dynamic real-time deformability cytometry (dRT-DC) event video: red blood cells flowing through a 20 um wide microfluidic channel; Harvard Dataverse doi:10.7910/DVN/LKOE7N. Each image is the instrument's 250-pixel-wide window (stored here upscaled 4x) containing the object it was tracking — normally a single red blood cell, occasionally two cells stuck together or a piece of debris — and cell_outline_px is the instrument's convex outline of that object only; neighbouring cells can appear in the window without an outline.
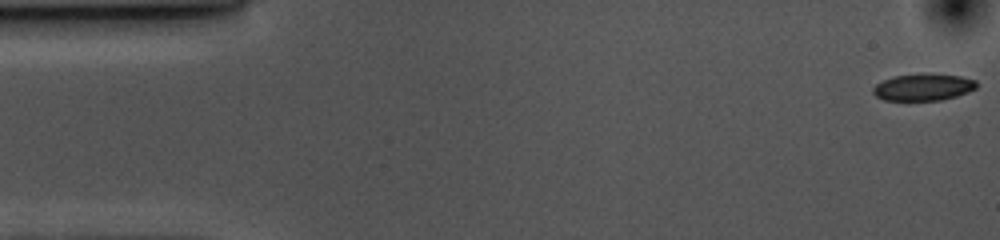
{"species": "common noctule bat (a hibernating species)", "species_latin": "Nyctalus noctula", "temperature_condition": "cold", "stored_images_in_passage": 55, "camera_frame_rate_fps": 3000, "um_per_image_px": 0.085, "animal": {"sex": "female", "body_mass_g": 10.0, "forearm_length_mm": 53.1}, "frame": {"image": 1, "passage_image": 1, "time_ms": 0.0, "image_size_px": [1000, 240], "cell_outline_px": [[976, 88], [968, 92], [956, 96], [940, 100], [884, 100], [876, 96], [872, 92], [872, 88], [876, 84], [892, 76], [960, 76], [976, 80]], "centroid_in_image_um": [78.45, 7.45], "position_along_channel_um": 6.6, "area_um2": 15.43}}
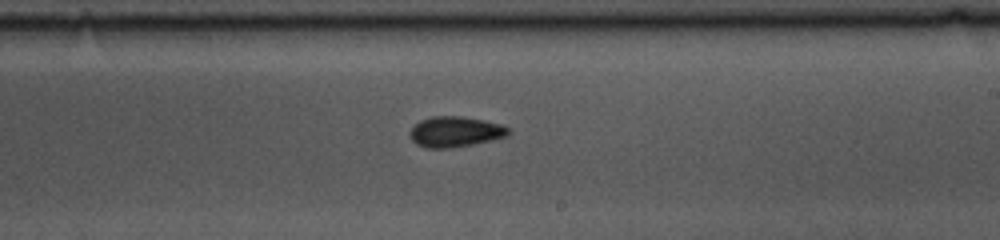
{"frame": {"image": 2, "passage_image": 31, "time_ms": 10.0, "image_size_px": [1000, 240], "cell_outline_px": [[512, 132], [508, 136], [492, 140], [472, 144], [448, 148], [428, 148], [416, 144], [408, 136], [412, 128], [420, 120], [432, 116], [460, 116], [484, 120], [504, 124]], "centroid_in_image_um": [38.72, 11.19], "position_along_channel_um": 250.3, "area_um2": 17.63}}
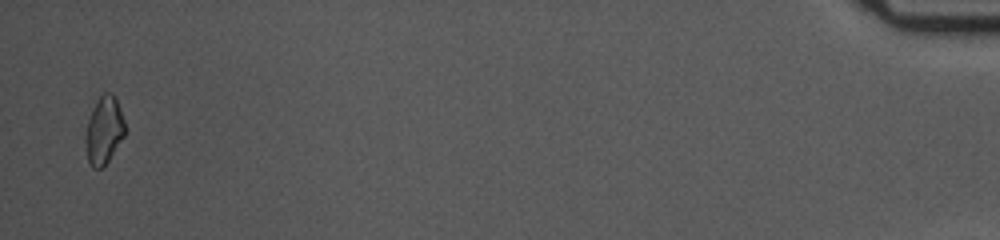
{"frame": {"image": 3, "passage_image": 54, "time_ms": 17.667, "image_size_px": [1000, 240], "cell_outline_px": [[124, 136], [108, 160], [100, 168], [92, 168], [88, 160], [84, 140], [84, 136], [88, 120], [100, 96], [104, 92], [112, 92], [120, 108], [124, 120]], "centroid_in_image_um": [8.82, 11.08], "position_along_channel_um": 426.4, "area_um2": 15.2}, "authors_computed_cell_mechanics": {"area_um2": 16.473, "velocity_mm_per_s": 3.5654, "shape_relaxation_time_tau1_ms": 5.2176, "shape_relaxation_time_tau2_ms": 11.1652, "deformation_change_tau1": 0.111, "deformation_change_tau2": 0.1382}}